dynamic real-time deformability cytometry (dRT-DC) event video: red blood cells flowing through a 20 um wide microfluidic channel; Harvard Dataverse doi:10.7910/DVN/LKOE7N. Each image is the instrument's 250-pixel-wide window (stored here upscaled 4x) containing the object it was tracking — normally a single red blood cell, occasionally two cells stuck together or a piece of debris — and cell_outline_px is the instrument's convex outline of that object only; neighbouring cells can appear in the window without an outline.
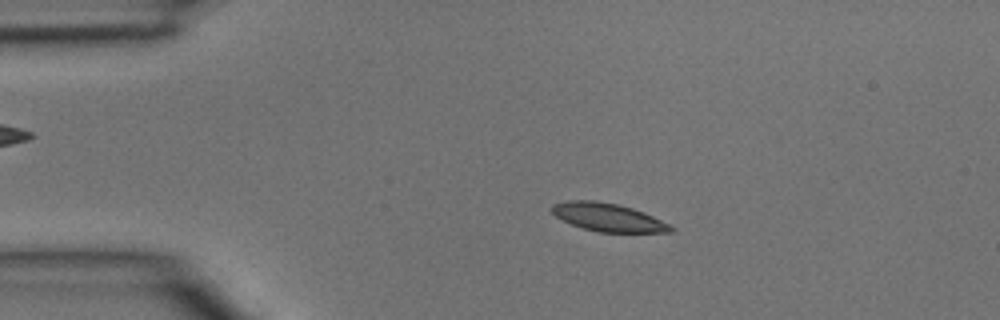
{"species": "common noctule bat (a hibernating species)", "species_latin": "Nyctalus noctula", "temperature_condition": "room temperature", "stored_images_in_passage": 3, "camera_frame_rate_fps": 3000, "um_per_image_px": 0.085, "animal": {"sex": "male", "body_mass_g": 15.6}, "frame": {"image": 1, "passage_image": 2, "time_ms": 0.333, "image_size_px": [1000, 320], "cell_outline_px": [[676, 228], [672, 232], [600, 232], [584, 228], [572, 224], [556, 216], [552, 212], [552, 204], [568, 200], [596, 200], [616, 204], [632, 208], [644, 212]], "centroid_in_image_um": [51.69, 18.46], "position_along_channel_um": 33.3, "area_um2": 19.25}}